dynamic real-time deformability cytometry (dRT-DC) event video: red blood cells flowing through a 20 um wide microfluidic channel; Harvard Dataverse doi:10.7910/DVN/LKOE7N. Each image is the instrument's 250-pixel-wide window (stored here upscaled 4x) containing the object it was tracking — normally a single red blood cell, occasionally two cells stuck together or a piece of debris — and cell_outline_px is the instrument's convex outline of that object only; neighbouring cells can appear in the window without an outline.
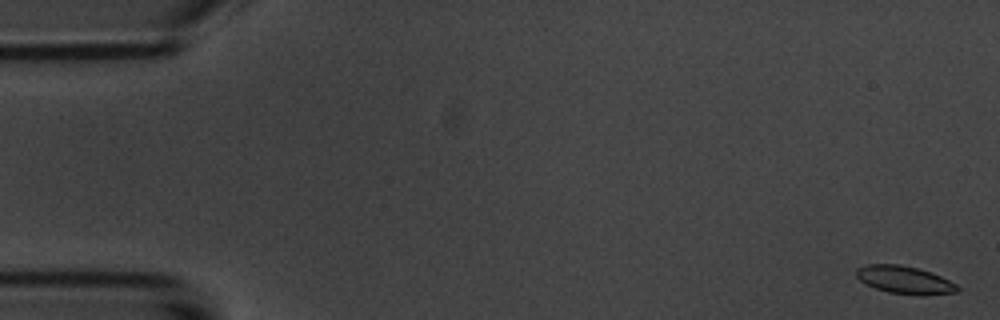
{"species": "common noctule bat (a hibernating species)", "species_latin": "Nyctalus noctula", "temperature_condition": "room temperature", "stored_images_in_passage": 54, "camera_frame_rate_fps": 3000, "um_per_image_px": 0.085, "animal": {"sex": "male", "body_mass_g": 20.1, "forearm_length_mm": 53.5}, "frame": {"image": 1, "passage_image": 1, "time_ms": 0.0, "image_size_px": [1000, 320], "cell_outline_px": [[960, 288], [956, 292], [888, 292], [876, 288], [860, 280], [856, 276], [856, 268], [868, 264], [900, 264], [932, 272], [956, 284]], "centroid_in_image_um": [76.81, 23.72], "position_along_channel_um": 8.2, "area_um2": 15.32}}
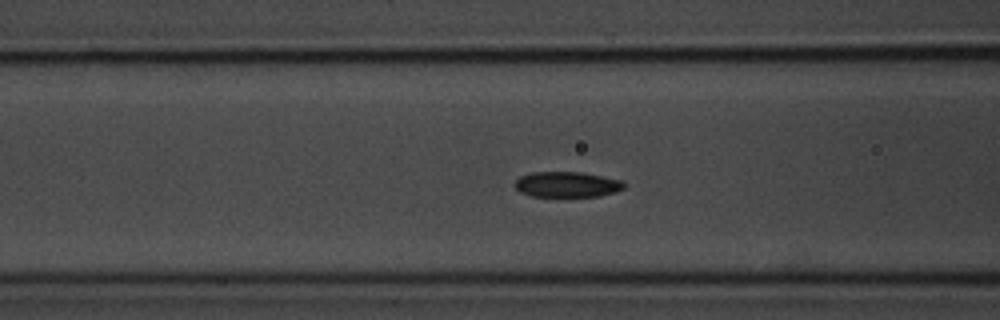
{"frame": {"image": 2, "passage_image": 21, "time_ms": 6.667, "image_size_px": [1000, 320], "cell_outline_px": [[624, 188], [616, 192], [600, 196], [532, 196], [520, 192], [516, 188], [516, 180], [520, 176], [532, 172], [580, 172], [620, 180], [624, 184]], "centroid_in_image_um": [48.18, 15.68], "position_along_channel_um": 118.4, "area_um2": 16.01}}
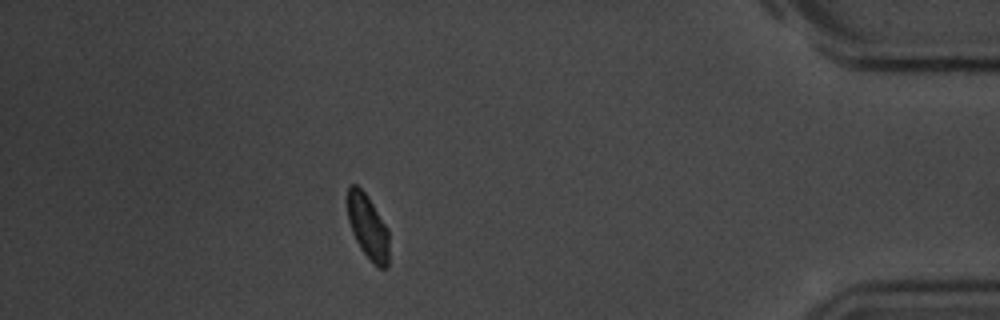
{"frame": {"image": 3, "passage_image": 48, "time_ms": 15.667, "image_size_px": [1000, 320], "cell_outline_px": [[388, 268], [380, 268], [360, 248], [352, 232], [348, 220], [348, 188], [352, 184], [356, 184], [368, 196], [388, 228]], "centroid_in_image_um": [31.27, 19.26], "position_along_channel_um": 403.9, "area_um2": 15.37}, "authors_computed_cell_mechanics": {"area_um2": 16.5308, "velocity_mm_per_s": 3.6893, "shape_relaxation_time_tau1_ms": 2.1664, "shape_relaxation_time_tau2_ms": 2.7931, "deformation_change_tau1": 0.0834, "deformation_change_tau2": 0.0496}}